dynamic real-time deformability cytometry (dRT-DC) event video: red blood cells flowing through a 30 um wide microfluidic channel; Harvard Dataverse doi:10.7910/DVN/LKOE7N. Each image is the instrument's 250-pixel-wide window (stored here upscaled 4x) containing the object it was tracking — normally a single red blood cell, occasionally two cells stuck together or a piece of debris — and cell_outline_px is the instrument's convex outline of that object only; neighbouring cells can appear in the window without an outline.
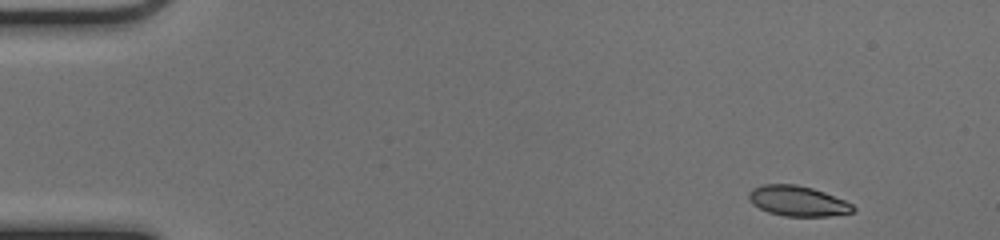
{"species": "common noctule bat (a hibernating species)", "species_latin": "Nyctalus noctula", "temperature_condition": "cold", "stored_images_in_passage": 50, "camera_frame_rate_fps": 3000, "um_per_image_px": 0.085, "animal": {"sex": "female", "body_mass_g": 17.0, "forearm_length_mm": 48.0}, "frame": {"image": 1, "passage_image": 3, "time_ms": 0.667, "image_size_px": [1000, 240], "cell_outline_px": [[856, 208], [852, 212], [828, 216], [784, 216], [768, 212], [752, 204], [748, 200], [748, 192], [752, 188], [764, 184], [796, 184], [812, 188], [824, 192], [844, 200], [852, 204]], "centroid_in_image_um": [67.77, 17.08], "position_along_channel_um": 17.2, "area_um2": 18.38}}
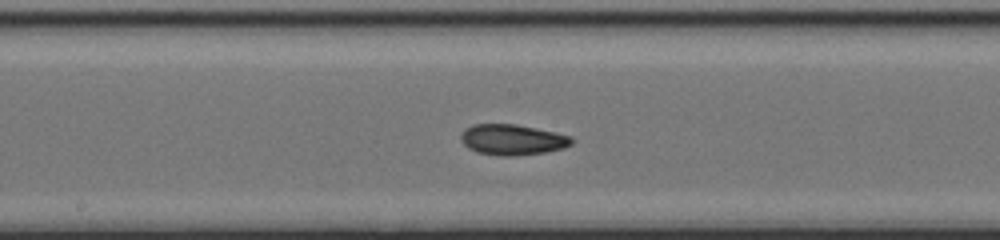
{"frame": {"image": 2, "passage_image": 26, "time_ms": 8.333, "image_size_px": [1000, 240], "cell_outline_px": [[572, 144], [564, 148], [544, 152], [516, 156], [500, 156], [476, 152], [468, 148], [460, 140], [460, 136], [464, 128], [472, 124], [516, 124], [536, 128], [572, 136]], "centroid_in_image_um": [43.52, 11.87], "position_along_channel_um": 204.7, "area_um2": 19.94}}
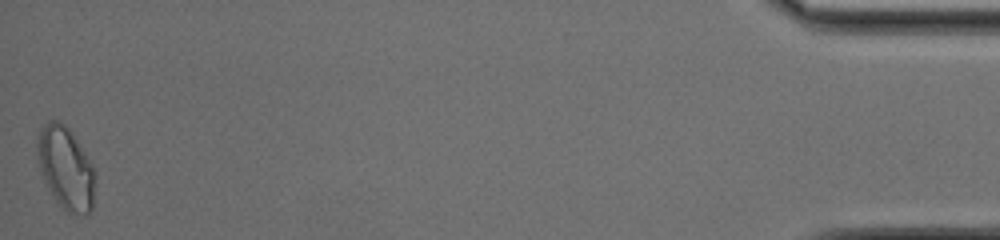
{"frame": {"image": 3, "passage_image": 50, "time_ms": 16.333, "image_size_px": [1000, 240], "cell_outline_px": [[96, 176], [92, 208], [84, 216], [68, 212], [56, 200], [40, 168], [36, 156], [36, 136], [44, 124], [48, 120], [56, 120], [64, 124], [68, 128], [84, 152]], "centroid_in_image_um": [5.58, 14.26], "position_along_channel_um": 429.6, "area_um2": 27.28}, "authors_computed_cell_mechanics": {"area_um2": 19.2763, "velocity_mm_per_s": 3.9795, "shape_relaxation_time_tau1_ms": 9.2922, "shape_relaxation_time_tau2_ms": 1.3977, "deformation_change_tau1": 0.1883, "deformation_change_tau2": 0.0477}}